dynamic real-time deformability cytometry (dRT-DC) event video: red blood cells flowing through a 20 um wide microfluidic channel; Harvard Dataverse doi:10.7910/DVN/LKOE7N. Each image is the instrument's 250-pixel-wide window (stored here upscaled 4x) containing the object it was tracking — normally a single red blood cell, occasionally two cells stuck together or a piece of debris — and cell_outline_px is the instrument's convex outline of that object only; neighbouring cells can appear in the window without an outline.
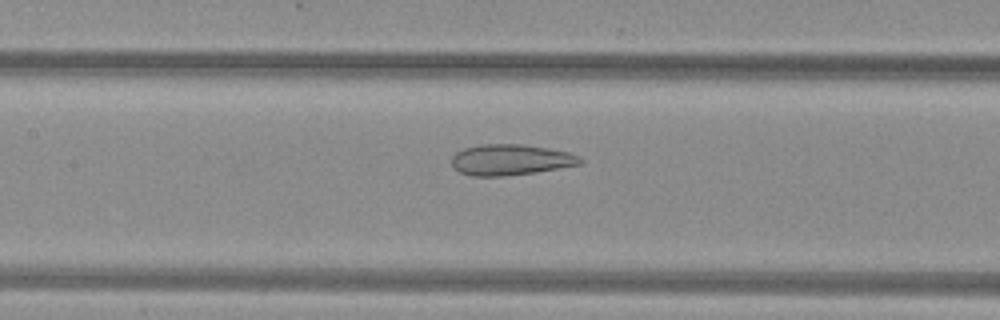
{"species": "common noctule bat (a hibernating species)", "species_latin": "Nyctalus noctula", "temperature_condition": "warm", "stored_images_in_passage": 30, "camera_frame_rate_fps": 3000, "um_per_image_px": 0.085, "animal": {"sex": "female", "body_mass_g": 29.2, "forearm_length_mm": 56.3}, "frame": {"image": 1, "passage_image": 22, "time_ms": 7.0, "image_size_px": [1000, 320], "cell_outline_px": [[584, 160], [580, 164], [536, 172], [504, 176], [472, 176], [460, 172], [452, 164], [452, 156], [456, 152], [464, 148], [480, 144], [524, 144], [548, 148], [568, 152], [580, 156]], "centroid_in_image_um": [43.4, 13.57], "position_along_channel_um": 164.0, "area_um2": 23.12}}
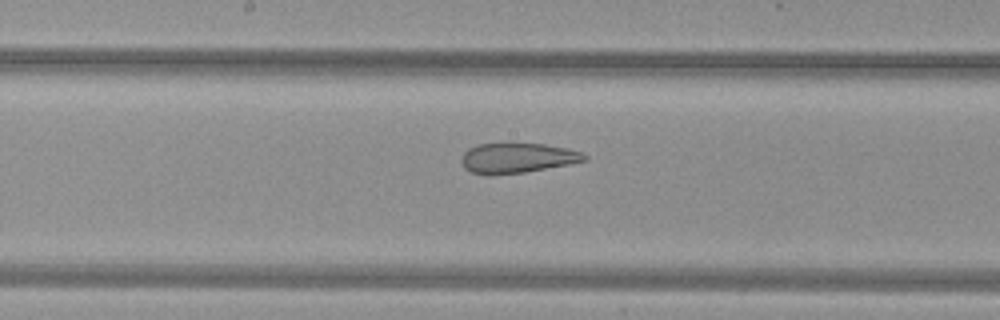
{"frame": {"image": 2, "passage_image": 25, "time_ms": 8.0, "image_size_px": [1000, 320], "cell_outline_px": [[588, 160], [568, 164], [524, 172], [492, 176], [484, 176], [472, 172], [464, 168], [460, 160], [464, 152], [468, 148], [476, 144], [544, 144], [568, 148], [580, 152], [588, 156]], "centroid_in_image_um": [43.92, 13.44], "position_along_channel_um": 204.3, "area_um2": 21.62}}
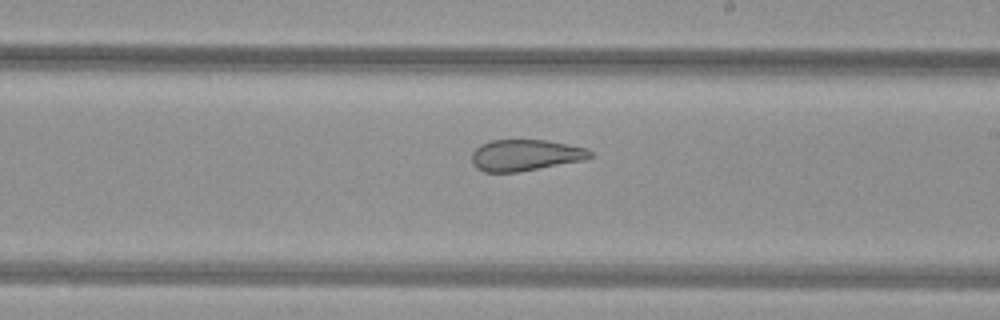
{"frame": {"image": 3, "passage_image": 28, "time_ms": 9.0, "image_size_px": [1000, 320], "cell_outline_px": [[592, 156], [584, 160], [520, 172], [484, 172], [476, 168], [472, 164], [472, 152], [480, 144], [492, 140], [548, 140], [588, 148], [592, 152]], "centroid_in_image_um": [44.65, 13.19], "position_along_channel_um": 244.3, "area_um2": 21.79}}